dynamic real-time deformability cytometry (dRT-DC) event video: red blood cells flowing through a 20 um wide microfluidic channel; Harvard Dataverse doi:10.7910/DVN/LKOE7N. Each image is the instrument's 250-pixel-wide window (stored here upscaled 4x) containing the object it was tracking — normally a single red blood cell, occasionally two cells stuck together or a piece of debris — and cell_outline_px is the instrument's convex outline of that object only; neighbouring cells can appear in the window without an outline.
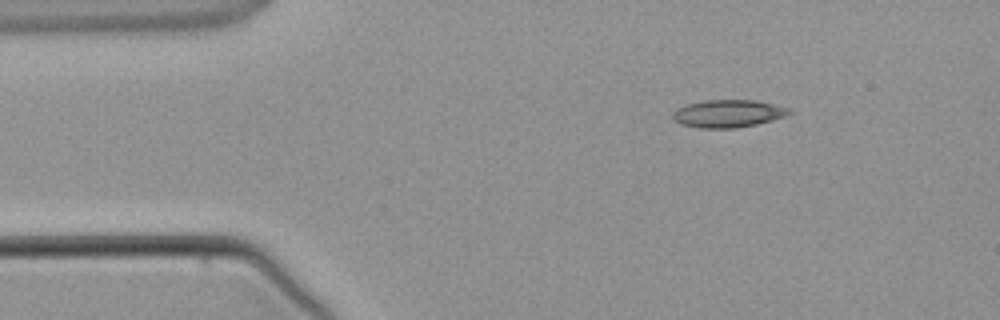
{"species": "common noctule bat (a hibernating species)", "species_latin": "Nyctalus noctula", "temperature_condition": "warm", "stored_images_in_passage": 4, "camera_frame_rate_fps": 3000, "um_per_image_px": 0.085, "animal": {"sex": "male", "body_mass_g": 21.5, "forearm_length_mm": 52.0}, "frame": {"image": 1, "passage_image": 1, "time_ms": 0.0, "image_size_px": [1000, 320], "cell_outline_px": [[792, 112], [784, 116], [772, 120], [756, 124], [736, 128], [700, 128], [680, 124], [672, 120], [672, 112], [676, 108], [684, 104], [704, 100], [756, 100], [792, 108]], "centroid_in_image_um": [61.85, 9.64], "position_along_channel_um": 23.2, "area_um2": 19.02}}
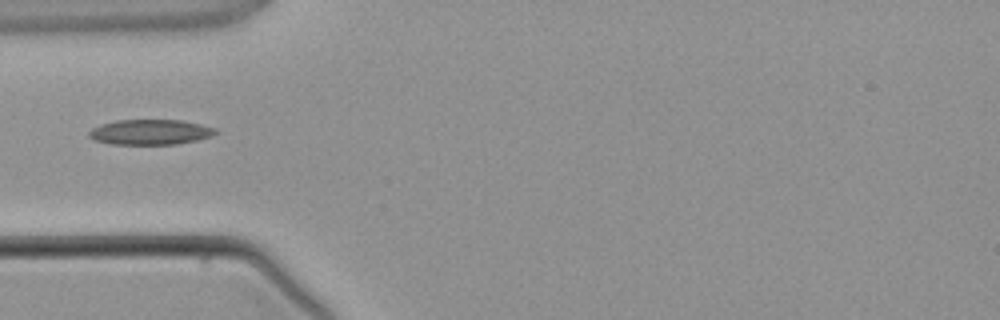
{"frame": {"image": 2, "passage_image": 3, "time_ms": 2.333, "image_size_px": [1000, 320], "cell_outline_px": [[216, 132], [212, 136], [196, 140], [176, 144], [112, 144], [92, 140], [88, 136], [88, 132], [92, 128], [100, 124], [116, 120], [180, 120], [200, 124], [216, 128]], "centroid_in_image_um": [12.73, 11.22], "position_along_channel_um": 72.3, "area_um2": 18.61}}
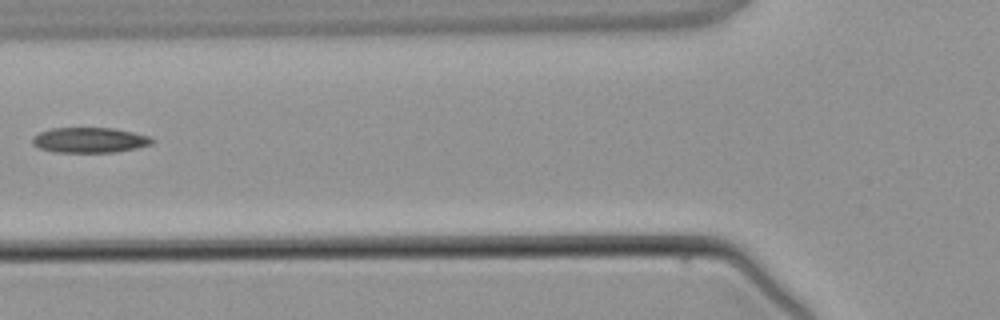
{"frame": {"image": 3, "passage_image": 4, "time_ms": 3.333, "image_size_px": [1000, 320], "cell_outline_px": [[156, 140], [152, 144], [136, 148], [116, 152], [56, 152], [40, 148], [32, 144], [32, 136], [40, 132], [52, 128], [112, 128], [132, 132], [148, 136]], "centroid_in_image_um": [7.61, 11.91], "position_along_channel_um": 118.2, "area_um2": 17.57}}